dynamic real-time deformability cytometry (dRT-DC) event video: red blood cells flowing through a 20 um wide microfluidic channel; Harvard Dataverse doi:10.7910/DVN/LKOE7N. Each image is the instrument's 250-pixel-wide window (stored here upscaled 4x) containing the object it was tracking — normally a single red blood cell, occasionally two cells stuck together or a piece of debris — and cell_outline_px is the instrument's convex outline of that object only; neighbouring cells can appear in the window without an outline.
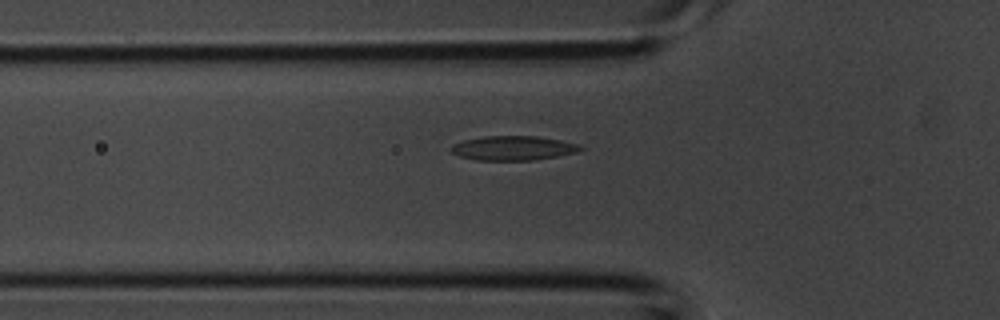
{"species": "common noctule bat (a hibernating species)", "species_latin": "Nyctalus noctula", "temperature_condition": "room temperature", "stored_images_in_passage": 28, "camera_frame_rate_fps": 3000, "um_per_image_px": 0.085, "animal": {"sex": "male", "body_mass_g": 20.1, "forearm_length_mm": 53.5}, "frame": {"image": 1, "passage_image": 2, "time_ms": 0.333, "image_size_px": [1000, 320], "cell_outline_px": [[584, 148], [576, 152], [556, 156], [532, 160], [476, 160], [460, 156], [452, 152], [452, 144], [464, 140], [484, 136], [536, 136], [560, 140], [576, 144]], "centroid_in_image_um": [43.59, 12.58], "position_along_channel_um": 82.2, "area_um2": 18.09}}
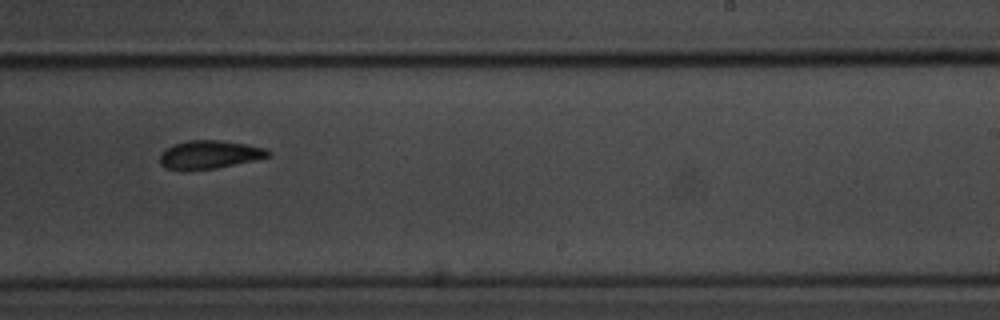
{"frame": {"image": 2, "passage_image": 13, "time_ms": 4.0, "image_size_px": [1000, 320], "cell_outline_px": [[272, 156], [216, 168], [164, 168], [160, 164], [160, 152], [164, 148], [172, 144], [188, 140], [220, 140], [244, 144], [264, 148], [272, 152]], "centroid_in_image_um": [17.79, 13.11], "position_along_channel_um": 271.2, "area_um2": 17.51}}
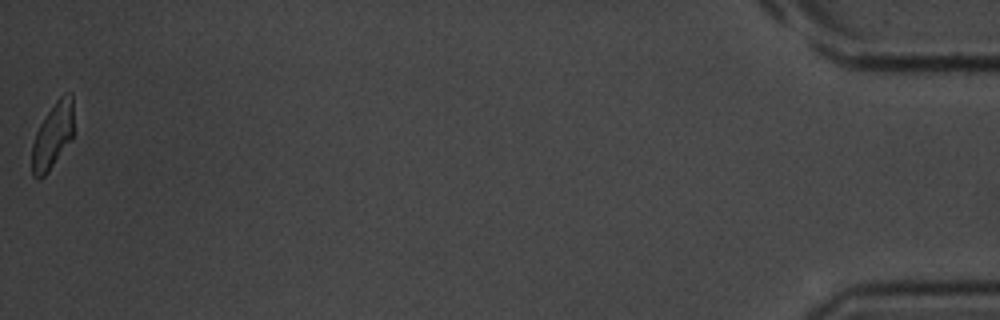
{"frame": {"image": 3, "passage_image": 28, "time_ms": 9.0, "image_size_px": [1000, 320], "cell_outline_px": [[72, 140], [48, 172], [44, 176], [32, 176], [32, 144], [36, 132], [40, 124], [56, 100], [64, 92], [72, 92]], "centroid_in_image_um": [4.48, 11.52], "position_along_channel_um": 430.7, "area_um2": 15.84}}